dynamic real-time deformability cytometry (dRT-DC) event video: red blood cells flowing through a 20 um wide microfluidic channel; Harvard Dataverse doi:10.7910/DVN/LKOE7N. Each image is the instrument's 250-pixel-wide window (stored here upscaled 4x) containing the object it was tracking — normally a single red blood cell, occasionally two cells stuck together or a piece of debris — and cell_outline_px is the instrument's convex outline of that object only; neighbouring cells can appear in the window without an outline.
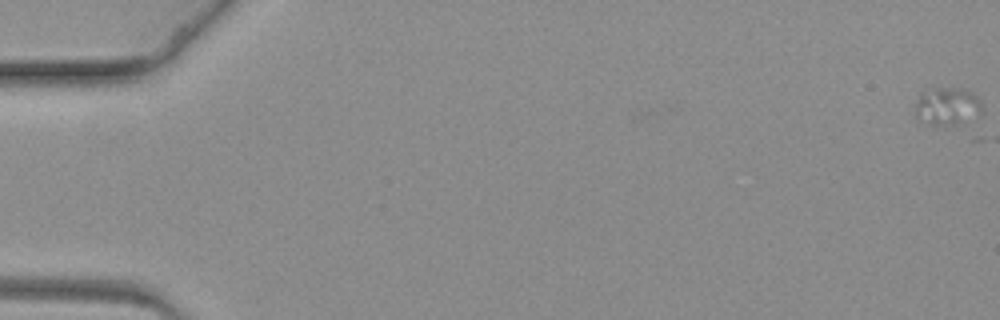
{"species": "common noctule bat (a hibernating species)", "species_latin": "Nyctalus noctula", "temperature_condition": "warm", "stored_images_in_passage": 6, "camera_frame_rate_fps": 3000, "um_per_image_px": 0.085, "animal": {"sex": "female", "body_mass_g": 19.3, "forearm_length_mm": 54.1}, "frame": {"image": 1, "passage_image": 1, "time_ms": 0.0, "image_size_px": [1000, 320], "cell_outline_px": [[984, 112], [964, 124], [928, 124], [916, 116], [916, 100], [920, 92], [924, 88], [964, 88], [972, 92], [980, 100]], "centroid_in_image_um": [80.55, 9.01], "position_along_channel_um": 4.4, "area_um2": 15.09}}